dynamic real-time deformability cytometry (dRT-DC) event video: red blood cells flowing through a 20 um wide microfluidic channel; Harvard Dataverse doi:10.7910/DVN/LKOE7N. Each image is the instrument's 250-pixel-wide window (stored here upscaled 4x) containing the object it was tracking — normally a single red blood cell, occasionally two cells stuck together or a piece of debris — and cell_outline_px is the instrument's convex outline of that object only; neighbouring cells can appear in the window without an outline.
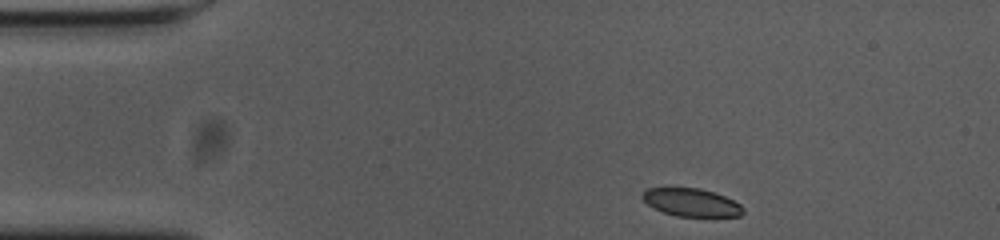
{"species": "common noctule bat (a hibernating species)", "species_latin": "Nyctalus noctula", "temperature_condition": "cold", "stored_images_in_passage": 48, "camera_frame_rate_fps": 3000, "um_per_image_px": 0.085, "animal": {"sex": "female", "body_mass_g": 23.0, "forearm_length_mm": 53.4}, "frame": {"image": 1, "passage_image": 1, "time_ms": 0.0, "image_size_px": [1000, 240], "cell_outline_px": [[744, 212], [740, 216], [676, 216], [664, 212], [648, 204], [640, 196], [648, 188], [700, 188], [724, 196], [740, 204], [744, 208]], "centroid_in_image_um": [58.78, 17.2], "position_along_channel_um": 26.2, "area_um2": 16.13}}
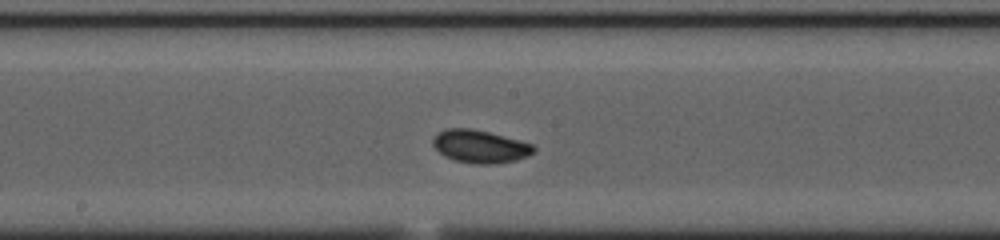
{"frame": {"image": 2, "passage_image": 21, "time_ms": 6.667, "image_size_px": [1000, 240], "cell_outline_px": [[536, 148], [528, 156], [516, 160], [496, 164], [472, 164], [456, 160], [444, 156], [432, 144], [432, 140], [436, 132], [444, 128], [472, 128], [488, 132], [532, 144]], "centroid_in_image_um": [40.76, 12.44], "position_along_channel_um": 207.4, "area_um2": 19.31}}
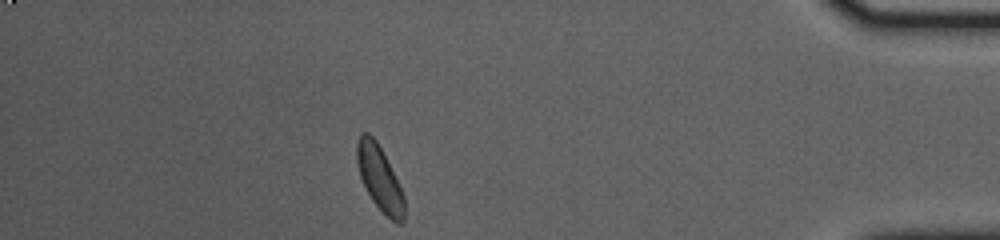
{"frame": {"image": 3, "passage_image": 41, "time_ms": 13.333, "image_size_px": [1000, 240], "cell_outline_px": [[404, 220], [400, 224], [396, 224], [372, 200], [360, 176], [356, 160], [356, 144], [360, 132], [368, 132], [376, 140], [404, 196]], "centroid_in_image_um": [32.23, 15.13], "position_along_channel_um": 403.0, "area_um2": 17.34}, "authors_computed_cell_mechanics": {"area_um2": 18.1781, "velocity_mm_per_s": 3.651, "shape_relaxation_time_tau1_ms": null, "shape_relaxation_time_tau2_ms": 2.2664, "deformation_change_tau1": null, "deformation_change_tau2": 0.0551}}